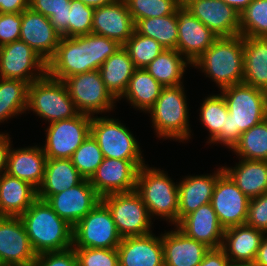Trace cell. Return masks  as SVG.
I'll use <instances>...</instances> for the list:
<instances>
[{"label": "cell", "instance_id": "obj_1", "mask_svg": "<svg viewBox=\"0 0 267 266\" xmlns=\"http://www.w3.org/2000/svg\"><path fill=\"white\" fill-rule=\"evenodd\" d=\"M121 46L115 40L93 33L61 37L55 54L47 62V74L64 81L76 74L99 70Z\"/></svg>", "mask_w": 267, "mask_h": 266}, {"label": "cell", "instance_id": "obj_2", "mask_svg": "<svg viewBox=\"0 0 267 266\" xmlns=\"http://www.w3.org/2000/svg\"><path fill=\"white\" fill-rule=\"evenodd\" d=\"M218 92L229 111L225 118V147L231 150L242 133L267 118V93L244 83L218 89Z\"/></svg>", "mask_w": 267, "mask_h": 266}, {"label": "cell", "instance_id": "obj_3", "mask_svg": "<svg viewBox=\"0 0 267 266\" xmlns=\"http://www.w3.org/2000/svg\"><path fill=\"white\" fill-rule=\"evenodd\" d=\"M20 218L37 255L72 248L73 227L60 218L45 200L37 198Z\"/></svg>", "mask_w": 267, "mask_h": 266}, {"label": "cell", "instance_id": "obj_4", "mask_svg": "<svg viewBox=\"0 0 267 266\" xmlns=\"http://www.w3.org/2000/svg\"><path fill=\"white\" fill-rule=\"evenodd\" d=\"M220 90L243 82L244 37H218L192 64Z\"/></svg>", "mask_w": 267, "mask_h": 266}, {"label": "cell", "instance_id": "obj_5", "mask_svg": "<svg viewBox=\"0 0 267 266\" xmlns=\"http://www.w3.org/2000/svg\"><path fill=\"white\" fill-rule=\"evenodd\" d=\"M184 84L164 87L154 105L145 113L150 114L156 137L179 143L192 139L189 102Z\"/></svg>", "mask_w": 267, "mask_h": 266}, {"label": "cell", "instance_id": "obj_6", "mask_svg": "<svg viewBox=\"0 0 267 266\" xmlns=\"http://www.w3.org/2000/svg\"><path fill=\"white\" fill-rule=\"evenodd\" d=\"M167 172L146 163L139 168L135 191L153 221L161 219L172 227L178 223V182Z\"/></svg>", "mask_w": 267, "mask_h": 266}, {"label": "cell", "instance_id": "obj_7", "mask_svg": "<svg viewBox=\"0 0 267 266\" xmlns=\"http://www.w3.org/2000/svg\"><path fill=\"white\" fill-rule=\"evenodd\" d=\"M30 111L40 120H45V124L70 119L79 114L64 82L47 73L28 85L26 113Z\"/></svg>", "mask_w": 267, "mask_h": 266}, {"label": "cell", "instance_id": "obj_8", "mask_svg": "<svg viewBox=\"0 0 267 266\" xmlns=\"http://www.w3.org/2000/svg\"><path fill=\"white\" fill-rule=\"evenodd\" d=\"M91 134L96 139L104 158L145 160L136 135L119 118L108 115L93 116ZM142 150V151H141Z\"/></svg>", "mask_w": 267, "mask_h": 266}, {"label": "cell", "instance_id": "obj_9", "mask_svg": "<svg viewBox=\"0 0 267 266\" xmlns=\"http://www.w3.org/2000/svg\"><path fill=\"white\" fill-rule=\"evenodd\" d=\"M63 82L81 114L109 115L118 103L106 88L99 70L76 74Z\"/></svg>", "mask_w": 267, "mask_h": 266}, {"label": "cell", "instance_id": "obj_10", "mask_svg": "<svg viewBox=\"0 0 267 266\" xmlns=\"http://www.w3.org/2000/svg\"><path fill=\"white\" fill-rule=\"evenodd\" d=\"M121 240L111 211L102 200L73 227V248L117 249Z\"/></svg>", "mask_w": 267, "mask_h": 266}, {"label": "cell", "instance_id": "obj_11", "mask_svg": "<svg viewBox=\"0 0 267 266\" xmlns=\"http://www.w3.org/2000/svg\"><path fill=\"white\" fill-rule=\"evenodd\" d=\"M101 200L111 211L113 221L122 238L144 236L154 231L153 219L136 191L109 194Z\"/></svg>", "mask_w": 267, "mask_h": 266}, {"label": "cell", "instance_id": "obj_12", "mask_svg": "<svg viewBox=\"0 0 267 266\" xmlns=\"http://www.w3.org/2000/svg\"><path fill=\"white\" fill-rule=\"evenodd\" d=\"M91 119L92 116L79 113L73 118L49 123L41 145L47 159H71L91 133Z\"/></svg>", "mask_w": 267, "mask_h": 266}, {"label": "cell", "instance_id": "obj_13", "mask_svg": "<svg viewBox=\"0 0 267 266\" xmlns=\"http://www.w3.org/2000/svg\"><path fill=\"white\" fill-rule=\"evenodd\" d=\"M47 73V63L24 41L0 47V78L19 79L31 84Z\"/></svg>", "mask_w": 267, "mask_h": 266}, {"label": "cell", "instance_id": "obj_14", "mask_svg": "<svg viewBox=\"0 0 267 266\" xmlns=\"http://www.w3.org/2000/svg\"><path fill=\"white\" fill-rule=\"evenodd\" d=\"M146 163L145 160L103 158L89 182L101 198L114 193L132 192L136 189L139 168Z\"/></svg>", "mask_w": 267, "mask_h": 266}, {"label": "cell", "instance_id": "obj_15", "mask_svg": "<svg viewBox=\"0 0 267 266\" xmlns=\"http://www.w3.org/2000/svg\"><path fill=\"white\" fill-rule=\"evenodd\" d=\"M36 258L21 218L0 216V266H33Z\"/></svg>", "mask_w": 267, "mask_h": 266}, {"label": "cell", "instance_id": "obj_16", "mask_svg": "<svg viewBox=\"0 0 267 266\" xmlns=\"http://www.w3.org/2000/svg\"><path fill=\"white\" fill-rule=\"evenodd\" d=\"M249 202L225 172L217 178L210 203L224 229L245 224Z\"/></svg>", "mask_w": 267, "mask_h": 266}, {"label": "cell", "instance_id": "obj_17", "mask_svg": "<svg viewBox=\"0 0 267 266\" xmlns=\"http://www.w3.org/2000/svg\"><path fill=\"white\" fill-rule=\"evenodd\" d=\"M177 51L192 65L218 38L182 3L176 9Z\"/></svg>", "mask_w": 267, "mask_h": 266}, {"label": "cell", "instance_id": "obj_18", "mask_svg": "<svg viewBox=\"0 0 267 266\" xmlns=\"http://www.w3.org/2000/svg\"><path fill=\"white\" fill-rule=\"evenodd\" d=\"M100 200L89 179H83L76 186L50 196L46 202L60 218L74 227Z\"/></svg>", "mask_w": 267, "mask_h": 266}, {"label": "cell", "instance_id": "obj_19", "mask_svg": "<svg viewBox=\"0 0 267 266\" xmlns=\"http://www.w3.org/2000/svg\"><path fill=\"white\" fill-rule=\"evenodd\" d=\"M182 3L218 37L240 35V13L222 0H182Z\"/></svg>", "mask_w": 267, "mask_h": 266}, {"label": "cell", "instance_id": "obj_20", "mask_svg": "<svg viewBox=\"0 0 267 266\" xmlns=\"http://www.w3.org/2000/svg\"><path fill=\"white\" fill-rule=\"evenodd\" d=\"M61 35L50 19L30 8L22 11L20 40L31 47L46 63L53 57Z\"/></svg>", "mask_w": 267, "mask_h": 266}, {"label": "cell", "instance_id": "obj_21", "mask_svg": "<svg viewBox=\"0 0 267 266\" xmlns=\"http://www.w3.org/2000/svg\"><path fill=\"white\" fill-rule=\"evenodd\" d=\"M134 31L135 23L125 0L95 8L91 33L115 40L123 46Z\"/></svg>", "mask_w": 267, "mask_h": 266}, {"label": "cell", "instance_id": "obj_22", "mask_svg": "<svg viewBox=\"0 0 267 266\" xmlns=\"http://www.w3.org/2000/svg\"><path fill=\"white\" fill-rule=\"evenodd\" d=\"M117 251L119 266H164L161 233L123 237Z\"/></svg>", "mask_w": 267, "mask_h": 266}, {"label": "cell", "instance_id": "obj_23", "mask_svg": "<svg viewBox=\"0 0 267 266\" xmlns=\"http://www.w3.org/2000/svg\"><path fill=\"white\" fill-rule=\"evenodd\" d=\"M223 172L221 165L210 174L182 176L178 182V222L200 206L211 202L215 183Z\"/></svg>", "mask_w": 267, "mask_h": 266}, {"label": "cell", "instance_id": "obj_24", "mask_svg": "<svg viewBox=\"0 0 267 266\" xmlns=\"http://www.w3.org/2000/svg\"><path fill=\"white\" fill-rule=\"evenodd\" d=\"M181 232L209 248L222 246L224 228L220 225L211 203L183 217L176 225Z\"/></svg>", "mask_w": 267, "mask_h": 266}, {"label": "cell", "instance_id": "obj_25", "mask_svg": "<svg viewBox=\"0 0 267 266\" xmlns=\"http://www.w3.org/2000/svg\"><path fill=\"white\" fill-rule=\"evenodd\" d=\"M10 147L7 160V174L24 180L38 189L44 179L47 157L41 144L25 147Z\"/></svg>", "mask_w": 267, "mask_h": 266}, {"label": "cell", "instance_id": "obj_26", "mask_svg": "<svg viewBox=\"0 0 267 266\" xmlns=\"http://www.w3.org/2000/svg\"><path fill=\"white\" fill-rule=\"evenodd\" d=\"M164 266H199L210 249L181 232L176 226L161 232Z\"/></svg>", "mask_w": 267, "mask_h": 266}, {"label": "cell", "instance_id": "obj_27", "mask_svg": "<svg viewBox=\"0 0 267 266\" xmlns=\"http://www.w3.org/2000/svg\"><path fill=\"white\" fill-rule=\"evenodd\" d=\"M37 199V189L7 173L0 175V216L20 217Z\"/></svg>", "mask_w": 267, "mask_h": 266}, {"label": "cell", "instance_id": "obj_28", "mask_svg": "<svg viewBox=\"0 0 267 266\" xmlns=\"http://www.w3.org/2000/svg\"><path fill=\"white\" fill-rule=\"evenodd\" d=\"M265 233L247 224L224 230L221 248L230 261L254 262Z\"/></svg>", "mask_w": 267, "mask_h": 266}, {"label": "cell", "instance_id": "obj_29", "mask_svg": "<svg viewBox=\"0 0 267 266\" xmlns=\"http://www.w3.org/2000/svg\"><path fill=\"white\" fill-rule=\"evenodd\" d=\"M222 167L249 199L267 192V161L238 159L234 167L228 165Z\"/></svg>", "mask_w": 267, "mask_h": 266}, {"label": "cell", "instance_id": "obj_30", "mask_svg": "<svg viewBox=\"0 0 267 266\" xmlns=\"http://www.w3.org/2000/svg\"><path fill=\"white\" fill-rule=\"evenodd\" d=\"M83 179L71 159H47L44 179L37 189V198L46 201L50 196L76 186Z\"/></svg>", "mask_w": 267, "mask_h": 266}, {"label": "cell", "instance_id": "obj_31", "mask_svg": "<svg viewBox=\"0 0 267 266\" xmlns=\"http://www.w3.org/2000/svg\"><path fill=\"white\" fill-rule=\"evenodd\" d=\"M244 84L267 93V38L244 37Z\"/></svg>", "mask_w": 267, "mask_h": 266}, {"label": "cell", "instance_id": "obj_32", "mask_svg": "<svg viewBox=\"0 0 267 266\" xmlns=\"http://www.w3.org/2000/svg\"><path fill=\"white\" fill-rule=\"evenodd\" d=\"M164 86L143 68H136L127 89L118 100L128 102L130 108L146 113L156 102Z\"/></svg>", "mask_w": 267, "mask_h": 266}, {"label": "cell", "instance_id": "obj_33", "mask_svg": "<svg viewBox=\"0 0 267 266\" xmlns=\"http://www.w3.org/2000/svg\"><path fill=\"white\" fill-rule=\"evenodd\" d=\"M136 67L128 51L121 46L100 66L99 72L106 88L118 101L127 89Z\"/></svg>", "mask_w": 267, "mask_h": 266}, {"label": "cell", "instance_id": "obj_34", "mask_svg": "<svg viewBox=\"0 0 267 266\" xmlns=\"http://www.w3.org/2000/svg\"><path fill=\"white\" fill-rule=\"evenodd\" d=\"M200 103L199 122L208 131L207 145H222L225 146V118L229 111L223 96L218 93L208 94ZM216 144V145H215Z\"/></svg>", "mask_w": 267, "mask_h": 266}, {"label": "cell", "instance_id": "obj_35", "mask_svg": "<svg viewBox=\"0 0 267 266\" xmlns=\"http://www.w3.org/2000/svg\"><path fill=\"white\" fill-rule=\"evenodd\" d=\"M192 65L177 50L164 49L144 69L164 87L184 83L186 70ZM185 74V75H184Z\"/></svg>", "mask_w": 267, "mask_h": 266}, {"label": "cell", "instance_id": "obj_36", "mask_svg": "<svg viewBox=\"0 0 267 266\" xmlns=\"http://www.w3.org/2000/svg\"><path fill=\"white\" fill-rule=\"evenodd\" d=\"M28 85L23 80L0 78V125L26 115Z\"/></svg>", "mask_w": 267, "mask_h": 266}, {"label": "cell", "instance_id": "obj_37", "mask_svg": "<svg viewBox=\"0 0 267 266\" xmlns=\"http://www.w3.org/2000/svg\"><path fill=\"white\" fill-rule=\"evenodd\" d=\"M135 31L155 39L164 49L177 50L178 23L176 11L163 17L138 20L135 23Z\"/></svg>", "mask_w": 267, "mask_h": 266}, {"label": "cell", "instance_id": "obj_38", "mask_svg": "<svg viewBox=\"0 0 267 266\" xmlns=\"http://www.w3.org/2000/svg\"><path fill=\"white\" fill-rule=\"evenodd\" d=\"M231 151L239 159L267 161V118L242 133Z\"/></svg>", "mask_w": 267, "mask_h": 266}, {"label": "cell", "instance_id": "obj_39", "mask_svg": "<svg viewBox=\"0 0 267 266\" xmlns=\"http://www.w3.org/2000/svg\"><path fill=\"white\" fill-rule=\"evenodd\" d=\"M240 35L267 38V0H253L240 13Z\"/></svg>", "mask_w": 267, "mask_h": 266}, {"label": "cell", "instance_id": "obj_40", "mask_svg": "<svg viewBox=\"0 0 267 266\" xmlns=\"http://www.w3.org/2000/svg\"><path fill=\"white\" fill-rule=\"evenodd\" d=\"M71 0H29V8L50 19L61 37H68Z\"/></svg>", "mask_w": 267, "mask_h": 266}, {"label": "cell", "instance_id": "obj_41", "mask_svg": "<svg viewBox=\"0 0 267 266\" xmlns=\"http://www.w3.org/2000/svg\"><path fill=\"white\" fill-rule=\"evenodd\" d=\"M102 151L90 133L71 157L72 164L84 179H90L103 161Z\"/></svg>", "mask_w": 267, "mask_h": 266}, {"label": "cell", "instance_id": "obj_42", "mask_svg": "<svg viewBox=\"0 0 267 266\" xmlns=\"http://www.w3.org/2000/svg\"><path fill=\"white\" fill-rule=\"evenodd\" d=\"M123 47L128 51L136 68H145L164 48L155 39L141 35L136 31L127 40Z\"/></svg>", "mask_w": 267, "mask_h": 266}, {"label": "cell", "instance_id": "obj_43", "mask_svg": "<svg viewBox=\"0 0 267 266\" xmlns=\"http://www.w3.org/2000/svg\"><path fill=\"white\" fill-rule=\"evenodd\" d=\"M134 23L138 20L173 14L182 0H125Z\"/></svg>", "mask_w": 267, "mask_h": 266}, {"label": "cell", "instance_id": "obj_44", "mask_svg": "<svg viewBox=\"0 0 267 266\" xmlns=\"http://www.w3.org/2000/svg\"><path fill=\"white\" fill-rule=\"evenodd\" d=\"M95 8L79 0H71L68 24V37H76L92 32V20Z\"/></svg>", "mask_w": 267, "mask_h": 266}, {"label": "cell", "instance_id": "obj_45", "mask_svg": "<svg viewBox=\"0 0 267 266\" xmlns=\"http://www.w3.org/2000/svg\"><path fill=\"white\" fill-rule=\"evenodd\" d=\"M79 266H119L117 249L74 248Z\"/></svg>", "mask_w": 267, "mask_h": 266}, {"label": "cell", "instance_id": "obj_46", "mask_svg": "<svg viewBox=\"0 0 267 266\" xmlns=\"http://www.w3.org/2000/svg\"><path fill=\"white\" fill-rule=\"evenodd\" d=\"M245 224L267 234V192L250 199Z\"/></svg>", "mask_w": 267, "mask_h": 266}, {"label": "cell", "instance_id": "obj_47", "mask_svg": "<svg viewBox=\"0 0 267 266\" xmlns=\"http://www.w3.org/2000/svg\"><path fill=\"white\" fill-rule=\"evenodd\" d=\"M21 13H0V47L20 40Z\"/></svg>", "mask_w": 267, "mask_h": 266}, {"label": "cell", "instance_id": "obj_48", "mask_svg": "<svg viewBox=\"0 0 267 266\" xmlns=\"http://www.w3.org/2000/svg\"><path fill=\"white\" fill-rule=\"evenodd\" d=\"M33 266H79L74 248L37 255Z\"/></svg>", "mask_w": 267, "mask_h": 266}, {"label": "cell", "instance_id": "obj_49", "mask_svg": "<svg viewBox=\"0 0 267 266\" xmlns=\"http://www.w3.org/2000/svg\"><path fill=\"white\" fill-rule=\"evenodd\" d=\"M229 261L230 260L221 247L210 248L205 253L199 266H227Z\"/></svg>", "mask_w": 267, "mask_h": 266}, {"label": "cell", "instance_id": "obj_50", "mask_svg": "<svg viewBox=\"0 0 267 266\" xmlns=\"http://www.w3.org/2000/svg\"><path fill=\"white\" fill-rule=\"evenodd\" d=\"M7 131H0V175L6 172L8 153L13 143Z\"/></svg>", "mask_w": 267, "mask_h": 266}, {"label": "cell", "instance_id": "obj_51", "mask_svg": "<svg viewBox=\"0 0 267 266\" xmlns=\"http://www.w3.org/2000/svg\"><path fill=\"white\" fill-rule=\"evenodd\" d=\"M29 8V0H0V13H21Z\"/></svg>", "mask_w": 267, "mask_h": 266}, {"label": "cell", "instance_id": "obj_52", "mask_svg": "<svg viewBox=\"0 0 267 266\" xmlns=\"http://www.w3.org/2000/svg\"><path fill=\"white\" fill-rule=\"evenodd\" d=\"M254 262L257 266H267V234L262 238Z\"/></svg>", "mask_w": 267, "mask_h": 266}, {"label": "cell", "instance_id": "obj_53", "mask_svg": "<svg viewBox=\"0 0 267 266\" xmlns=\"http://www.w3.org/2000/svg\"><path fill=\"white\" fill-rule=\"evenodd\" d=\"M227 5L241 13L253 0H222Z\"/></svg>", "mask_w": 267, "mask_h": 266}, {"label": "cell", "instance_id": "obj_54", "mask_svg": "<svg viewBox=\"0 0 267 266\" xmlns=\"http://www.w3.org/2000/svg\"><path fill=\"white\" fill-rule=\"evenodd\" d=\"M79 1H81L83 4L87 6L97 8V7L109 5L115 2L116 0H79Z\"/></svg>", "mask_w": 267, "mask_h": 266}, {"label": "cell", "instance_id": "obj_55", "mask_svg": "<svg viewBox=\"0 0 267 266\" xmlns=\"http://www.w3.org/2000/svg\"><path fill=\"white\" fill-rule=\"evenodd\" d=\"M227 266H257L255 262L229 261Z\"/></svg>", "mask_w": 267, "mask_h": 266}]
</instances>
